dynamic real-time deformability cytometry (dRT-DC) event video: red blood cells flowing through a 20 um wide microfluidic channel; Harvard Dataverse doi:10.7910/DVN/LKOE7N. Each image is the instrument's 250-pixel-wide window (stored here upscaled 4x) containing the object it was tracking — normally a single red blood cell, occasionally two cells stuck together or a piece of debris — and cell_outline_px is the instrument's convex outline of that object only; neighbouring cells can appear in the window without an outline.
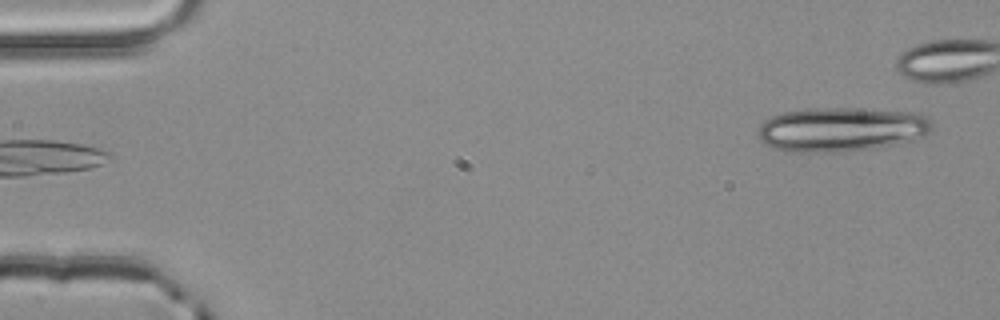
{"species": "common noctule bat (a hibernating species)", "species_latin": "Nyctalus noctula", "temperature_condition": "room temperature", "stored_images_in_passage": 3, "segment_of_instrument_passage": [2, 2], "camera_frame_rate_fps": 3000, "um_per_image_px": 0.085, "animal": {"sex": "male", "body_mass_g": 20.4}, "frame": {"image": 1, "passage_image": 3, "time_ms": 0.667, "image_size_px": [1000, 320], "cell_outline_px": [[932, 128], [924, 136], [912, 140], [896, 144], [872, 148], [840, 152], [796, 152], [772, 148], [764, 144], [760, 140], [756, 132], [760, 124], [764, 120], [772, 116], [784, 112], [808, 108], [852, 108], [920, 112], [928, 116], [932, 124]], "centroid_in_image_um": [71.5, 10.99], "position_along_channel_um": 13.5, "area_um2": 45.37}}